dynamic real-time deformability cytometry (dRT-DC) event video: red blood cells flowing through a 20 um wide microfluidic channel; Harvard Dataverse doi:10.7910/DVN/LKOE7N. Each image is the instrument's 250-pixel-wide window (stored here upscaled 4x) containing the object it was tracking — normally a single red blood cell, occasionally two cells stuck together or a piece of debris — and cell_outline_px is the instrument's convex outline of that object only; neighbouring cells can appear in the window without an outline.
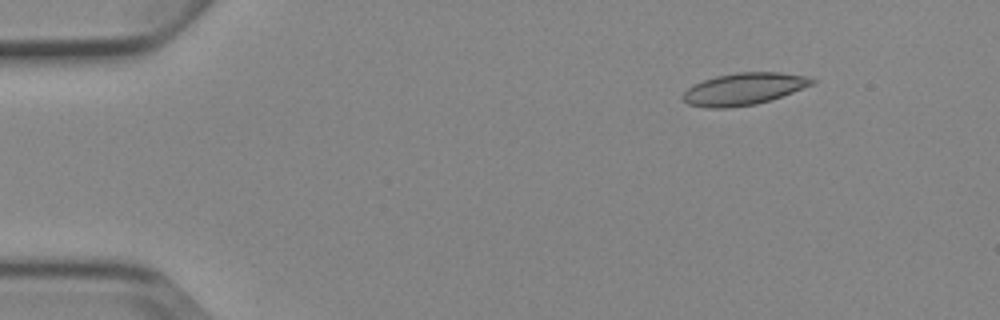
{"species": "Egyptian fruit bat (a non-hibernating species)", "species_latin": "Rousettus aegyptiacus", "temperature_condition": "cold", "stored_images_in_passage": 5, "camera_frame_rate_fps": 3000, "um_per_image_px": 0.085, "animal": {"sex": "female"}, "frame": {"image": 1, "passage_image": 1, "time_ms": 0.0, "image_size_px": [1000, 320], "cell_outline_px": [[816, 84], [756, 104], [728, 108], [708, 108], [688, 104], [680, 96], [692, 84], [716, 76], [736, 72], [780, 72], [808, 76], [816, 80]], "centroid_in_image_um": [63.22, 7.55], "position_along_channel_um": 21.8, "area_um2": 24.16}}
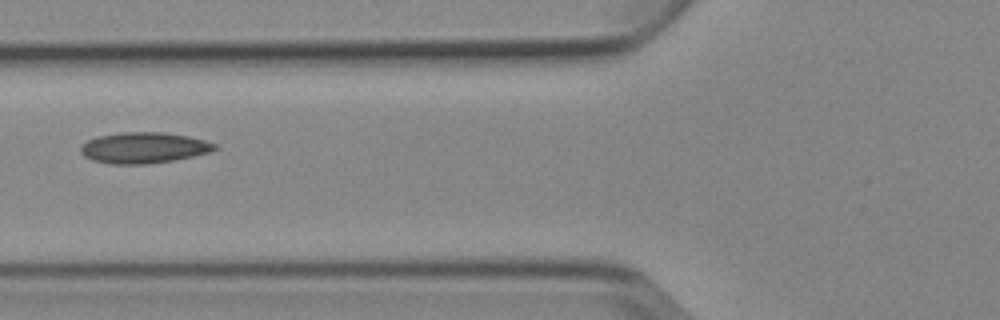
{"frame": {"image": 2, "passage_image": 5, "time_ms": 4.667, "image_size_px": [1000, 320], "cell_outline_px": [[220, 148], [212, 152], [176, 160], [144, 164], [108, 164], [92, 160], [84, 156], [80, 152], [80, 148], [88, 140], [96, 136], [120, 132], [160, 132], [188, 136], [204, 140], [216, 144]], "centroid_in_image_um": [12.24, 12.56], "position_along_channel_um": 113.6, "area_um2": 24.39}}